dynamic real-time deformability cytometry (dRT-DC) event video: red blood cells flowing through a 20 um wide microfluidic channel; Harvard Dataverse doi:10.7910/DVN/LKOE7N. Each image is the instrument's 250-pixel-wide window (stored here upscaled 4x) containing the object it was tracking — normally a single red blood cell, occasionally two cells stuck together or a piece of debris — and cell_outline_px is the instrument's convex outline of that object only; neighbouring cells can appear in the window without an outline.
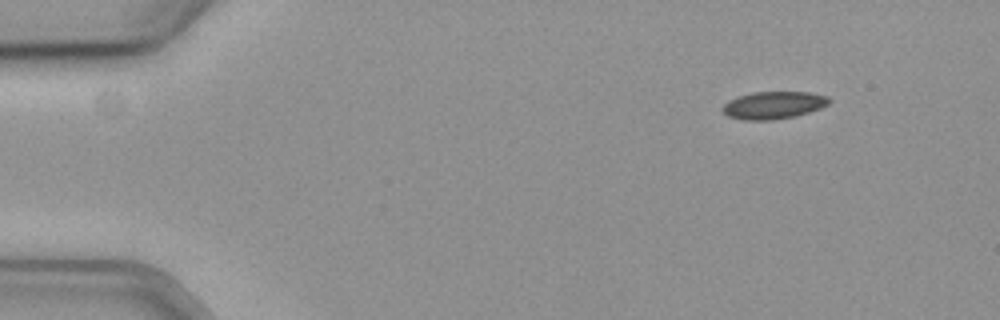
{"species": "common noctule bat (a hibernating species)", "species_latin": "Nyctalus noctula", "temperature_condition": "cold", "stored_images_in_passage": 52, "camera_frame_rate_fps": 3000, "um_per_image_px": 0.085, "animal": {"sex": "female", "body_mass_g": 19.3, "forearm_length_mm": 54.1}, "frame": {"image": 1, "passage_image": 1, "time_ms": 0.0, "image_size_px": [1000, 320], "cell_outline_px": [[832, 100], [828, 104], [820, 108], [796, 116], [772, 120], [744, 120], [728, 116], [720, 108], [728, 100], [736, 96], [752, 92], [812, 92], [828, 96]], "centroid_in_image_um": [65.74, 8.93], "position_along_channel_um": 19.3, "area_um2": 17.22}}
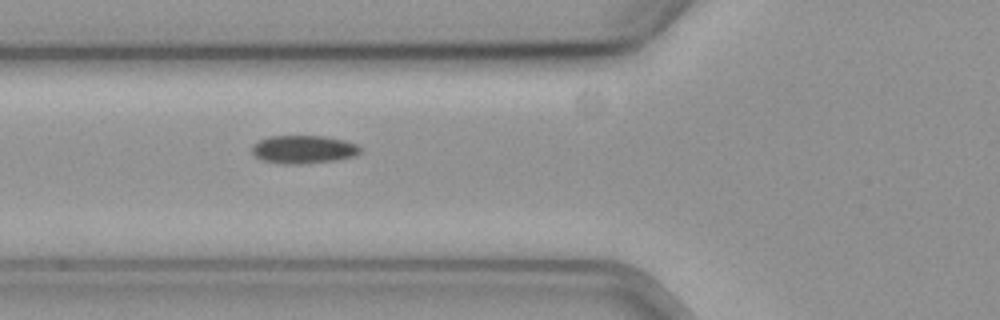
{"frame": {"image": 2, "passage_image": 16, "time_ms": 5.0, "image_size_px": [1000, 320], "cell_outline_px": [[360, 152], [352, 156], [336, 160], [300, 164], [284, 164], [264, 160], [256, 156], [252, 152], [252, 144], [268, 136], [324, 136], [344, 140], [356, 144], [360, 148]], "centroid_in_image_um": [25.77, 12.69], "position_along_channel_um": 100.0, "area_um2": 17.57}}
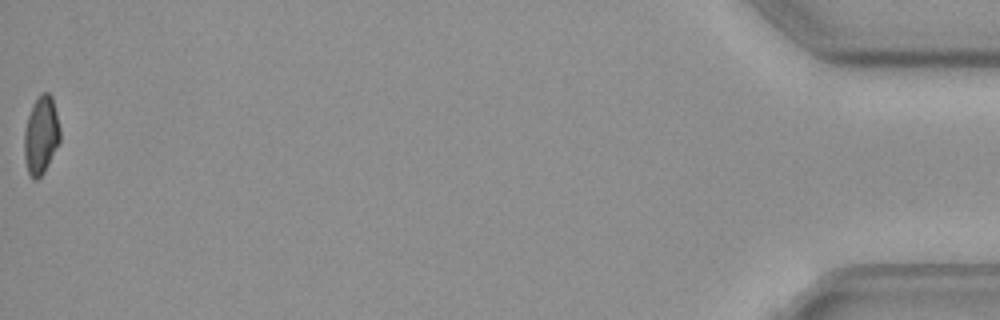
{"frame": {"image": 3, "passage_image": 52, "time_ms": 17.0, "image_size_px": [1000, 320], "cell_outline_px": [[60, 140], [44, 172], [36, 180], [32, 180], [28, 172], [24, 160], [24, 128], [32, 104], [44, 92], [48, 92], [52, 96], [60, 128]], "centroid_in_image_um": [3.47, 11.51], "position_along_channel_um": 431.7, "area_um2": 16.24}, "authors_computed_cell_mechanics": {"area_um2": 17.1088, "velocity_mm_per_s": 3.6281, "shape_relaxation_time_tau1_ms": 2.614, "shape_relaxation_time_tau2_ms": null, "deformation_change_tau1": 0.0818, "deformation_change_tau2": null}}